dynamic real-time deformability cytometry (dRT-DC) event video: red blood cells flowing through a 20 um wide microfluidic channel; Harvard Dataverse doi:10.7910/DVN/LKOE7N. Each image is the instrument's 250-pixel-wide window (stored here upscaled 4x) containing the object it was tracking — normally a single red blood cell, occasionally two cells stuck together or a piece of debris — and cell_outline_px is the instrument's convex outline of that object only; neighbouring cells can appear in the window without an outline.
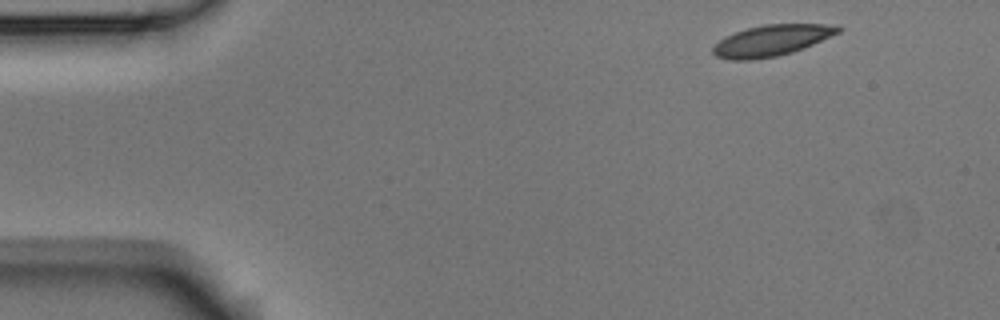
{"species": "Egyptian fruit bat (a non-hibernating species)", "species_latin": "Rousettus aegyptiacus", "temperature_condition": "room temperature", "stored_images_in_passage": 4, "camera_frame_rate_fps": 3000, "um_per_image_px": 0.085, "animal": {"sex": "male"}, "frame": {"image": 1, "passage_image": 1, "time_ms": 0.0, "image_size_px": [1000, 320], "cell_outline_px": [[844, 28], [840, 32], [804, 48], [792, 52], [776, 56], [752, 60], [732, 60], [716, 56], [712, 52], [712, 48], [724, 36], [748, 28], [764, 24], [840, 24]], "centroid_in_image_um": [65.63, 3.43], "position_along_channel_um": 19.4, "area_um2": 22.72}}
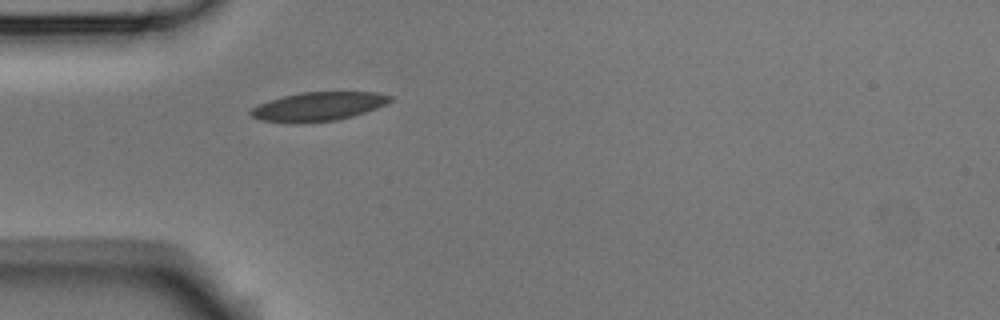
{"frame": {"image": 2, "passage_image": 4, "time_ms": 1.0, "image_size_px": [1000, 320], "cell_outline_px": [[392, 100], [376, 108], [352, 116], [336, 120], [292, 124], [260, 120], [252, 116], [248, 112], [252, 108], [268, 100], [300, 92], [376, 92], [392, 96]], "centroid_in_image_um": [27.01, 9.06], "position_along_channel_um": 58.0, "area_um2": 23.41}}